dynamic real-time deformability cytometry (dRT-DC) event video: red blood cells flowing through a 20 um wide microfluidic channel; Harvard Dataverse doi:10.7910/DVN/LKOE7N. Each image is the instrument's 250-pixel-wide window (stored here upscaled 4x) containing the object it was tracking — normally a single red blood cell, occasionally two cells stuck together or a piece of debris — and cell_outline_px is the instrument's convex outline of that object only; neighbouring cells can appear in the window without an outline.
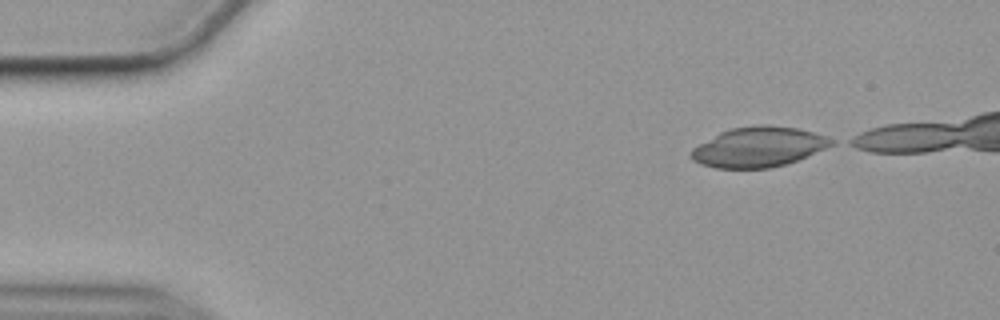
{"species": "common noctule bat (a hibernating species)", "species_latin": "Nyctalus noctula", "temperature_condition": "cold", "stored_images_in_passage": 17, "camera_frame_rate_fps": 3000, "um_per_image_px": 0.085, "animal": {"sex": "female", "body_mass_g": 19.9}, "frame": {"image": 1, "passage_image": 1, "time_ms": 0.0, "image_size_px": [1000, 320], "cell_outline_px": [[836, 144], [796, 160], [772, 168], [716, 168], [700, 164], [692, 160], [688, 156], [692, 148], [720, 132], [732, 128], [764, 124], [796, 128], [812, 132], [824, 136], [832, 140]], "centroid_in_image_um": [64.43, 12.5], "position_along_channel_um": 20.6, "area_um2": 32.48}}